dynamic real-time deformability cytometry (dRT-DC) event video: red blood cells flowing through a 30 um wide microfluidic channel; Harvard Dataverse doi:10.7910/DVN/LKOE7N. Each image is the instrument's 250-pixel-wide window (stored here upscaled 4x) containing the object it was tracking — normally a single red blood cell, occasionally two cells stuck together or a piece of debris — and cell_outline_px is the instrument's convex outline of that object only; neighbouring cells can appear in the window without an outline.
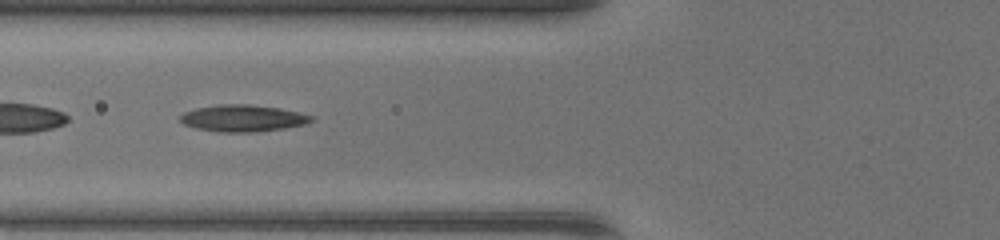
{"species": "common noctule bat (a hibernating species)", "species_latin": "Nyctalus noctula", "temperature_condition": "warm", "stored_images_in_passage": 43, "camera_frame_rate_fps": 3000, "um_per_image_px": 0.085, "animal": {"sex": "female", "body_mass_g": 17.0, "forearm_length_mm": 48.0}, "frame": {"image": 1, "passage_image": 16, "time_ms": 5.0, "image_size_px": [1000, 240], "cell_outline_px": [[316, 120], [308, 124], [284, 128], [256, 132], [220, 132], [196, 128], [184, 124], [180, 120], [180, 116], [184, 112], [196, 108], [220, 104], [248, 104], [280, 108], [312, 116]], "centroid_in_image_um": [20.67, 10.05], "position_along_channel_um": 105.1, "area_um2": 20.46}}
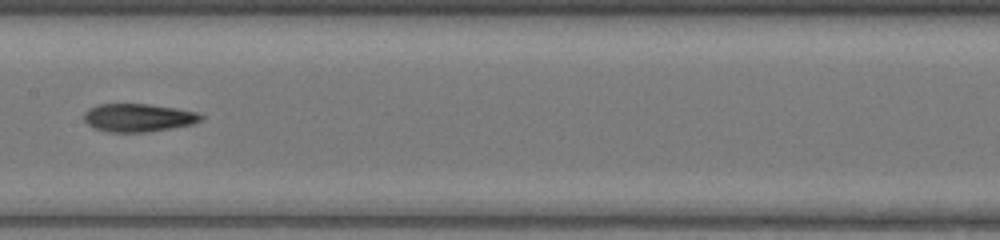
{"frame": {"image": 2, "passage_image": 22, "time_ms": 7.0, "image_size_px": [1000, 240], "cell_outline_px": [[204, 120], [192, 124], [148, 132], [108, 132], [96, 128], [88, 124], [84, 120], [84, 112], [88, 108], [96, 104], [148, 104], [176, 108], [196, 112], [204, 116]], "centroid_in_image_um": [11.75, 10.0], "position_along_channel_um": 195.6, "area_um2": 19.19}}
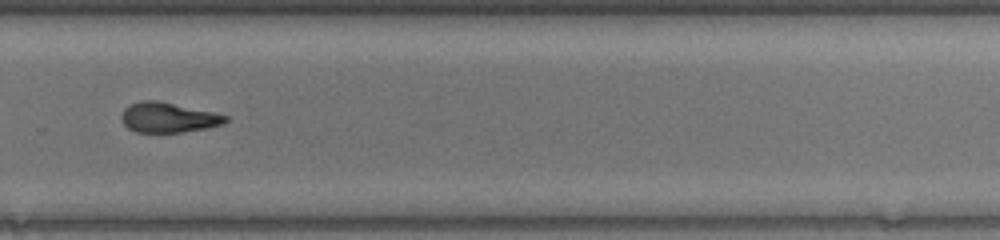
{"frame": {"image": 3, "passage_image": 30, "time_ms": 9.667, "image_size_px": [1000, 240], "cell_outline_px": [[228, 120], [224, 124], [208, 128], [180, 132], [136, 132], [128, 128], [124, 124], [120, 116], [124, 108], [140, 100], [156, 100], [212, 112], [228, 116]], "centroid_in_image_um": [14.29, 9.99], "position_along_channel_um": 315.5, "area_um2": 18.09}}